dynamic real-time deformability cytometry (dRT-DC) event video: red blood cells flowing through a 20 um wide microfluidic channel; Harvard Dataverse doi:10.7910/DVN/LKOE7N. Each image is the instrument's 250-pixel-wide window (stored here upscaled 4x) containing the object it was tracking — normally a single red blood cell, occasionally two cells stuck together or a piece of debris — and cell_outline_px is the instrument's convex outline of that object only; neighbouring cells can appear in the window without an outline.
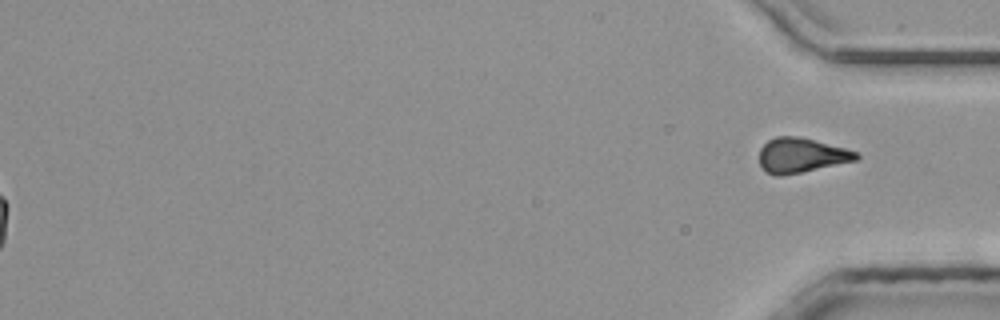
{"species": "common noctule bat (a hibernating species)", "species_latin": "Nyctalus noctula", "temperature_condition": "room temperature", "stored_images_in_passage": 45, "segment_of_instrument_passage": [2, 2], "camera_frame_rate_fps": 3000, "um_per_image_px": 0.085, "animal": {"sex": "male", "body_mass_g": 20.4}, "frame": {"image": 1, "passage_image": 45, "time_ms": 14.667, "image_size_px": [1000, 320], "cell_outline_px": [[860, 156], [856, 160], [800, 172], [780, 176], [772, 176], [764, 172], [760, 164], [760, 148], [768, 140], [776, 136], [796, 136], [860, 152]], "centroid_in_image_um": [68.06, 13.21], "position_along_channel_um": 367.1, "area_um2": 19.42}}